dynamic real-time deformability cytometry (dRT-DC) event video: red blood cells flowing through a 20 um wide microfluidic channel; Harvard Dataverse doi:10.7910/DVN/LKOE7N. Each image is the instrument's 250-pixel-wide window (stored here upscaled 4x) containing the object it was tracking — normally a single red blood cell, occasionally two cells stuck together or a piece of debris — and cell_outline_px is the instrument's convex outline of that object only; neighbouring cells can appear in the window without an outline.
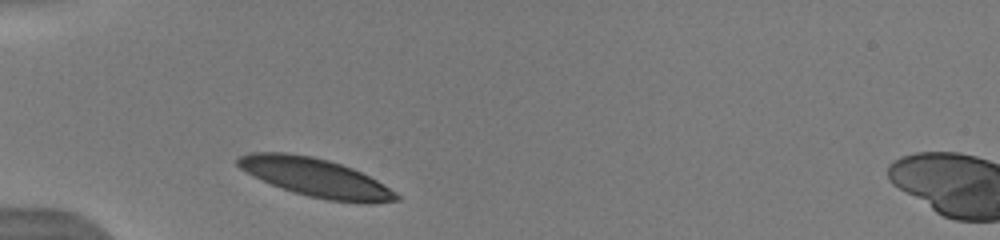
{"species": "human", "species_latin": "Homo sapiens", "temperature_condition": "warm", "stored_images_in_passage": 32, "camera_frame_rate_fps": 3000, "um_per_image_px": 0.085, "donor": {"sex": "male"}, "frame": {"image": 1, "passage_image": 1, "time_ms": 0.0, "image_size_px": [1000, 240], "cell_outline_px": [[400, 200], [372, 204], [368, 204], [328, 200], [308, 196], [272, 184], [240, 168], [236, 164], [236, 160], [240, 156], [248, 152], [284, 152], [312, 156], [328, 160], [352, 168], [384, 184], [396, 192], [400, 196]], "centroid_in_image_um": [26.88, 15.09], "position_along_channel_um": 58.1, "area_um2": 35.2}, "authors_computed_cell_mechanics": {"area_um2": 35.8649, "velocity_mm_per_s": 3.8276, "shape_relaxation_time_tau1_ms": 2.5605, "shape_relaxation_time_tau2_ms": 8.4527, "deformation_change_tau1": 0.1184, "deformation_change_tau2": 0.1706}}